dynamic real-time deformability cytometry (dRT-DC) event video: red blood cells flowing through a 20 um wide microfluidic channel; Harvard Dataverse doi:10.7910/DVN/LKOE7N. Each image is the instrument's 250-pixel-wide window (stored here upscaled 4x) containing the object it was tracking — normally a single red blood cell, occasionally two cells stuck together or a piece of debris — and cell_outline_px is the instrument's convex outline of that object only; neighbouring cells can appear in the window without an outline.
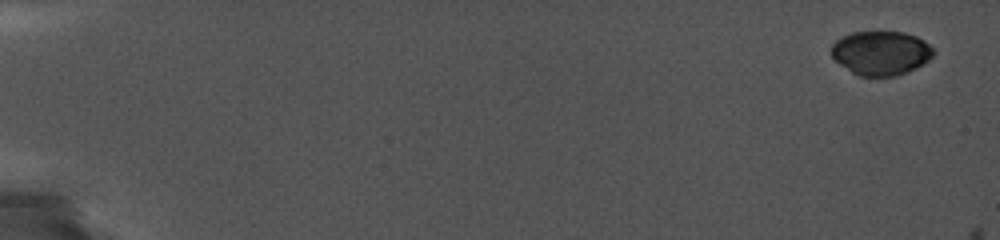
{"species": "common noctule bat (a hibernating species)", "species_latin": "Nyctalus noctula", "temperature_condition": "cold", "stored_images_in_passage": 11, "camera_frame_rate_fps": 5000, "um_per_image_px": 0.085, "animal": {"sex": "female", "body_mass_g": 19.0, "forearm_length_mm": 56.7}, "frame": {"image": 1, "passage_image": 1, "time_ms": 0.0, "image_size_px": [1000, 240], "cell_outline_px": [[936, 52], [928, 60], [916, 68], [908, 72], [896, 76], [860, 76], [852, 72], [840, 64], [832, 56], [832, 44], [836, 40], [852, 32], [904, 32], [916, 36], [924, 40]], "centroid_in_image_um": [74.9, 4.51], "position_along_channel_um": 10.1, "area_um2": 26.13}}